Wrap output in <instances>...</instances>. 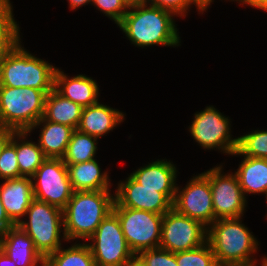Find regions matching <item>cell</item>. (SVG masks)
Segmentation results:
<instances>
[{
  "label": "cell",
  "instance_id": "52a82bcc",
  "mask_svg": "<svg viewBox=\"0 0 267 266\" xmlns=\"http://www.w3.org/2000/svg\"><path fill=\"white\" fill-rule=\"evenodd\" d=\"M87 241L96 266H125L136 258L113 211L102 220Z\"/></svg>",
  "mask_w": 267,
  "mask_h": 266
},
{
  "label": "cell",
  "instance_id": "8fae6325",
  "mask_svg": "<svg viewBox=\"0 0 267 266\" xmlns=\"http://www.w3.org/2000/svg\"><path fill=\"white\" fill-rule=\"evenodd\" d=\"M31 178L35 199L61 210L66 207L74 190L62 158H47Z\"/></svg>",
  "mask_w": 267,
  "mask_h": 266
},
{
  "label": "cell",
  "instance_id": "f1b7e54d",
  "mask_svg": "<svg viewBox=\"0 0 267 266\" xmlns=\"http://www.w3.org/2000/svg\"><path fill=\"white\" fill-rule=\"evenodd\" d=\"M20 33V27L14 18L12 9L0 21V62L21 39Z\"/></svg>",
  "mask_w": 267,
  "mask_h": 266
},
{
  "label": "cell",
  "instance_id": "f6af8a7d",
  "mask_svg": "<svg viewBox=\"0 0 267 266\" xmlns=\"http://www.w3.org/2000/svg\"><path fill=\"white\" fill-rule=\"evenodd\" d=\"M230 1H235V2H237L238 4H240L243 0H230Z\"/></svg>",
  "mask_w": 267,
  "mask_h": 266
},
{
  "label": "cell",
  "instance_id": "8d00e7d4",
  "mask_svg": "<svg viewBox=\"0 0 267 266\" xmlns=\"http://www.w3.org/2000/svg\"><path fill=\"white\" fill-rule=\"evenodd\" d=\"M10 0H0V21L13 9Z\"/></svg>",
  "mask_w": 267,
  "mask_h": 266
},
{
  "label": "cell",
  "instance_id": "d590c367",
  "mask_svg": "<svg viewBox=\"0 0 267 266\" xmlns=\"http://www.w3.org/2000/svg\"><path fill=\"white\" fill-rule=\"evenodd\" d=\"M249 5L258 10H264L267 12V0H243L239 5Z\"/></svg>",
  "mask_w": 267,
  "mask_h": 266
},
{
  "label": "cell",
  "instance_id": "d4e9b609",
  "mask_svg": "<svg viewBox=\"0 0 267 266\" xmlns=\"http://www.w3.org/2000/svg\"><path fill=\"white\" fill-rule=\"evenodd\" d=\"M75 242L66 249L62 246L45 258L44 266H96L90 247Z\"/></svg>",
  "mask_w": 267,
  "mask_h": 266
},
{
  "label": "cell",
  "instance_id": "9a60e30c",
  "mask_svg": "<svg viewBox=\"0 0 267 266\" xmlns=\"http://www.w3.org/2000/svg\"><path fill=\"white\" fill-rule=\"evenodd\" d=\"M178 170L167 159H157L139 167L130 176L144 188L159 189L172 203L174 201Z\"/></svg>",
  "mask_w": 267,
  "mask_h": 266
},
{
  "label": "cell",
  "instance_id": "8992f818",
  "mask_svg": "<svg viewBox=\"0 0 267 266\" xmlns=\"http://www.w3.org/2000/svg\"><path fill=\"white\" fill-rule=\"evenodd\" d=\"M51 91L0 86V125L29 131L43 117L46 95Z\"/></svg>",
  "mask_w": 267,
  "mask_h": 266
},
{
  "label": "cell",
  "instance_id": "5b68a950",
  "mask_svg": "<svg viewBox=\"0 0 267 266\" xmlns=\"http://www.w3.org/2000/svg\"><path fill=\"white\" fill-rule=\"evenodd\" d=\"M25 217L28 220L24 218L18 226L33 240L44 258L62 247L63 240L67 241L60 208L34 198Z\"/></svg>",
  "mask_w": 267,
  "mask_h": 266
},
{
  "label": "cell",
  "instance_id": "83f0119b",
  "mask_svg": "<svg viewBox=\"0 0 267 266\" xmlns=\"http://www.w3.org/2000/svg\"><path fill=\"white\" fill-rule=\"evenodd\" d=\"M178 266H217L216 258L208 242L189 251L175 252Z\"/></svg>",
  "mask_w": 267,
  "mask_h": 266
},
{
  "label": "cell",
  "instance_id": "b9f144b4",
  "mask_svg": "<svg viewBox=\"0 0 267 266\" xmlns=\"http://www.w3.org/2000/svg\"><path fill=\"white\" fill-rule=\"evenodd\" d=\"M125 266H143L137 258L133 259L132 261L128 262Z\"/></svg>",
  "mask_w": 267,
  "mask_h": 266
},
{
  "label": "cell",
  "instance_id": "f35d334b",
  "mask_svg": "<svg viewBox=\"0 0 267 266\" xmlns=\"http://www.w3.org/2000/svg\"><path fill=\"white\" fill-rule=\"evenodd\" d=\"M0 266H16V263L12 261L1 249H0Z\"/></svg>",
  "mask_w": 267,
  "mask_h": 266
},
{
  "label": "cell",
  "instance_id": "7bdbcfd3",
  "mask_svg": "<svg viewBox=\"0 0 267 266\" xmlns=\"http://www.w3.org/2000/svg\"><path fill=\"white\" fill-rule=\"evenodd\" d=\"M262 259L259 263L260 266H267V256L264 255V257L260 258Z\"/></svg>",
  "mask_w": 267,
  "mask_h": 266
},
{
  "label": "cell",
  "instance_id": "7402d4cb",
  "mask_svg": "<svg viewBox=\"0 0 267 266\" xmlns=\"http://www.w3.org/2000/svg\"><path fill=\"white\" fill-rule=\"evenodd\" d=\"M235 175L245 198L248 194L267 195V159L242 156Z\"/></svg>",
  "mask_w": 267,
  "mask_h": 266
},
{
  "label": "cell",
  "instance_id": "9c48e42d",
  "mask_svg": "<svg viewBox=\"0 0 267 266\" xmlns=\"http://www.w3.org/2000/svg\"><path fill=\"white\" fill-rule=\"evenodd\" d=\"M113 212L135 255L142 250L159 248L163 215L129 207H113Z\"/></svg>",
  "mask_w": 267,
  "mask_h": 266
},
{
  "label": "cell",
  "instance_id": "836d02e7",
  "mask_svg": "<svg viewBox=\"0 0 267 266\" xmlns=\"http://www.w3.org/2000/svg\"><path fill=\"white\" fill-rule=\"evenodd\" d=\"M14 226L15 224L9 219L3 207V203L0 200V236Z\"/></svg>",
  "mask_w": 267,
  "mask_h": 266
},
{
  "label": "cell",
  "instance_id": "ac0fdd59",
  "mask_svg": "<svg viewBox=\"0 0 267 266\" xmlns=\"http://www.w3.org/2000/svg\"><path fill=\"white\" fill-rule=\"evenodd\" d=\"M0 249L16 266H44L45 258L37 251L33 240L18 225L9 228L0 236Z\"/></svg>",
  "mask_w": 267,
  "mask_h": 266
},
{
  "label": "cell",
  "instance_id": "4dcf8cb0",
  "mask_svg": "<svg viewBox=\"0 0 267 266\" xmlns=\"http://www.w3.org/2000/svg\"><path fill=\"white\" fill-rule=\"evenodd\" d=\"M136 258L143 266H178L175 254L160 247L142 250Z\"/></svg>",
  "mask_w": 267,
  "mask_h": 266
},
{
  "label": "cell",
  "instance_id": "1f68e13d",
  "mask_svg": "<svg viewBox=\"0 0 267 266\" xmlns=\"http://www.w3.org/2000/svg\"><path fill=\"white\" fill-rule=\"evenodd\" d=\"M148 3L173 13L176 17H186L190 7L195 5L199 14L206 10L196 0H148Z\"/></svg>",
  "mask_w": 267,
  "mask_h": 266
},
{
  "label": "cell",
  "instance_id": "d6a6232c",
  "mask_svg": "<svg viewBox=\"0 0 267 266\" xmlns=\"http://www.w3.org/2000/svg\"><path fill=\"white\" fill-rule=\"evenodd\" d=\"M91 5L114 21L116 25L129 10L124 0H92Z\"/></svg>",
  "mask_w": 267,
  "mask_h": 266
},
{
  "label": "cell",
  "instance_id": "e575fe53",
  "mask_svg": "<svg viewBox=\"0 0 267 266\" xmlns=\"http://www.w3.org/2000/svg\"><path fill=\"white\" fill-rule=\"evenodd\" d=\"M14 133L15 130L13 128L0 125V154Z\"/></svg>",
  "mask_w": 267,
  "mask_h": 266
},
{
  "label": "cell",
  "instance_id": "f546056e",
  "mask_svg": "<svg viewBox=\"0 0 267 266\" xmlns=\"http://www.w3.org/2000/svg\"><path fill=\"white\" fill-rule=\"evenodd\" d=\"M20 171L16 156V131L0 154V180L19 178Z\"/></svg>",
  "mask_w": 267,
  "mask_h": 266
},
{
  "label": "cell",
  "instance_id": "ffe728a7",
  "mask_svg": "<svg viewBox=\"0 0 267 266\" xmlns=\"http://www.w3.org/2000/svg\"><path fill=\"white\" fill-rule=\"evenodd\" d=\"M68 177L74 191L111 190L108 171H102L97 159L75 164H66Z\"/></svg>",
  "mask_w": 267,
  "mask_h": 266
},
{
  "label": "cell",
  "instance_id": "5bb4252c",
  "mask_svg": "<svg viewBox=\"0 0 267 266\" xmlns=\"http://www.w3.org/2000/svg\"><path fill=\"white\" fill-rule=\"evenodd\" d=\"M113 207H129L164 215L172 208V202L159 189L144 188L128 175L125 181L117 184Z\"/></svg>",
  "mask_w": 267,
  "mask_h": 266
},
{
  "label": "cell",
  "instance_id": "277c9868",
  "mask_svg": "<svg viewBox=\"0 0 267 266\" xmlns=\"http://www.w3.org/2000/svg\"><path fill=\"white\" fill-rule=\"evenodd\" d=\"M21 39L0 62V86L53 90L57 67L26 50Z\"/></svg>",
  "mask_w": 267,
  "mask_h": 266
},
{
  "label": "cell",
  "instance_id": "cb8c5ba5",
  "mask_svg": "<svg viewBox=\"0 0 267 266\" xmlns=\"http://www.w3.org/2000/svg\"><path fill=\"white\" fill-rule=\"evenodd\" d=\"M29 131H16V156L20 177H32L47 159L38 142L28 140Z\"/></svg>",
  "mask_w": 267,
  "mask_h": 266
},
{
  "label": "cell",
  "instance_id": "7a4b0ae2",
  "mask_svg": "<svg viewBox=\"0 0 267 266\" xmlns=\"http://www.w3.org/2000/svg\"><path fill=\"white\" fill-rule=\"evenodd\" d=\"M241 219H217L207 228V242L217 264L258 266L254 256L260 242Z\"/></svg>",
  "mask_w": 267,
  "mask_h": 266
},
{
  "label": "cell",
  "instance_id": "4fadbf2b",
  "mask_svg": "<svg viewBox=\"0 0 267 266\" xmlns=\"http://www.w3.org/2000/svg\"><path fill=\"white\" fill-rule=\"evenodd\" d=\"M176 192L172 208L191 219L200 221L207 228L214 222L212 191L209 179L203 174H196L187 184Z\"/></svg>",
  "mask_w": 267,
  "mask_h": 266
},
{
  "label": "cell",
  "instance_id": "74e56055",
  "mask_svg": "<svg viewBox=\"0 0 267 266\" xmlns=\"http://www.w3.org/2000/svg\"><path fill=\"white\" fill-rule=\"evenodd\" d=\"M69 3L70 9L77 10L78 8L82 7L83 5H88L92 3V0H67Z\"/></svg>",
  "mask_w": 267,
  "mask_h": 266
},
{
  "label": "cell",
  "instance_id": "ee69618b",
  "mask_svg": "<svg viewBox=\"0 0 267 266\" xmlns=\"http://www.w3.org/2000/svg\"><path fill=\"white\" fill-rule=\"evenodd\" d=\"M217 266H247V265H220L218 264Z\"/></svg>",
  "mask_w": 267,
  "mask_h": 266
},
{
  "label": "cell",
  "instance_id": "603a6c76",
  "mask_svg": "<svg viewBox=\"0 0 267 266\" xmlns=\"http://www.w3.org/2000/svg\"><path fill=\"white\" fill-rule=\"evenodd\" d=\"M82 107L63 97L55 89L46 95L43 118L77 129L81 120Z\"/></svg>",
  "mask_w": 267,
  "mask_h": 266
},
{
  "label": "cell",
  "instance_id": "7c38bea8",
  "mask_svg": "<svg viewBox=\"0 0 267 266\" xmlns=\"http://www.w3.org/2000/svg\"><path fill=\"white\" fill-rule=\"evenodd\" d=\"M207 242V227L171 208L163 215L159 247L172 253L189 251Z\"/></svg>",
  "mask_w": 267,
  "mask_h": 266
},
{
  "label": "cell",
  "instance_id": "484cf974",
  "mask_svg": "<svg viewBox=\"0 0 267 266\" xmlns=\"http://www.w3.org/2000/svg\"><path fill=\"white\" fill-rule=\"evenodd\" d=\"M98 139L75 129L62 160L65 164H75L96 158Z\"/></svg>",
  "mask_w": 267,
  "mask_h": 266
},
{
  "label": "cell",
  "instance_id": "60d3db41",
  "mask_svg": "<svg viewBox=\"0 0 267 266\" xmlns=\"http://www.w3.org/2000/svg\"><path fill=\"white\" fill-rule=\"evenodd\" d=\"M205 10H207L214 0H196Z\"/></svg>",
  "mask_w": 267,
  "mask_h": 266
},
{
  "label": "cell",
  "instance_id": "3957f363",
  "mask_svg": "<svg viewBox=\"0 0 267 266\" xmlns=\"http://www.w3.org/2000/svg\"><path fill=\"white\" fill-rule=\"evenodd\" d=\"M111 190L74 191L63 209L64 233L67 242H86L102 220L112 211L115 193Z\"/></svg>",
  "mask_w": 267,
  "mask_h": 266
},
{
  "label": "cell",
  "instance_id": "30bf717a",
  "mask_svg": "<svg viewBox=\"0 0 267 266\" xmlns=\"http://www.w3.org/2000/svg\"><path fill=\"white\" fill-rule=\"evenodd\" d=\"M223 169L219 164L202 172L211 185L214 221L243 217L248 203L235 173H224Z\"/></svg>",
  "mask_w": 267,
  "mask_h": 266
},
{
  "label": "cell",
  "instance_id": "ab89813d",
  "mask_svg": "<svg viewBox=\"0 0 267 266\" xmlns=\"http://www.w3.org/2000/svg\"><path fill=\"white\" fill-rule=\"evenodd\" d=\"M124 1L129 7L148 2V0H124Z\"/></svg>",
  "mask_w": 267,
  "mask_h": 266
},
{
  "label": "cell",
  "instance_id": "ba28073f",
  "mask_svg": "<svg viewBox=\"0 0 267 266\" xmlns=\"http://www.w3.org/2000/svg\"><path fill=\"white\" fill-rule=\"evenodd\" d=\"M230 123L229 117L209 105L194 114L188 131L202 149H214L232 155L237 150L238 137H232Z\"/></svg>",
  "mask_w": 267,
  "mask_h": 266
},
{
  "label": "cell",
  "instance_id": "2e32d148",
  "mask_svg": "<svg viewBox=\"0 0 267 266\" xmlns=\"http://www.w3.org/2000/svg\"><path fill=\"white\" fill-rule=\"evenodd\" d=\"M33 199L31 177L5 179L0 183V200L6 214L15 225L23 220Z\"/></svg>",
  "mask_w": 267,
  "mask_h": 266
},
{
  "label": "cell",
  "instance_id": "d6986e66",
  "mask_svg": "<svg viewBox=\"0 0 267 266\" xmlns=\"http://www.w3.org/2000/svg\"><path fill=\"white\" fill-rule=\"evenodd\" d=\"M126 114L99 101L82 109L78 130L101 138L124 121Z\"/></svg>",
  "mask_w": 267,
  "mask_h": 266
},
{
  "label": "cell",
  "instance_id": "44dd1931",
  "mask_svg": "<svg viewBox=\"0 0 267 266\" xmlns=\"http://www.w3.org/2000/svg\"><path fill=\"white\" fill-rule=\"evenodd\" d=\"M41 128H40V127ZM39 128L38 145L47 158H62L71 139L74 128L60 123H54L41 117L29 130Z\"/></svg>",
  "mask_w": 267,
  "mask_h": 266
},
{
  "label": "cell",
  "instance_id": "6da1fadb",
  "mask_svg": "<svg viewBox=\"0 0 267 266\" xmlns=\"http://www.w3.org/2000/svg\"><path fill=\"white\" fill-rule=\"evenodd\" d=\"M174 17L173 13L147 2L130 6L117 27L135 47H178L181 39Z\"/></svg>",
  "mask_w": 267,
  "mask_h": 266
},
{
  "label": "cell",
  "instance_id": "e0dca14e",
  "mask_svg": "<svg viewBox=\"0 0 267 266\" xmlns=\"http://www.w3.org/2000/svg\"><path fill=\"white\" fill-rule=\"evenodd\" d=\"M61 70V68H57L54 84V89L59 94L82 108L98 102L100 89L97 81L85 74L70 77Z\"/></svg>",
  "mask_w": 267,
  "mask_h": 266
},
{
  "label": "cell",
  "instance_id": "4316f807",
  "mask_svg": "<svg viewBox=\"0 0 267 266\" xmlns=\"http://www.w3.org/2000/svg\"><path fill=\"white\" fill-rule=\"evenodd\" d=\"M267 159V130H253L238 137V147L231 156Z\"/></svg>",
  "mask_w": 267,
  "mask_h": 266
}]
</instances>
